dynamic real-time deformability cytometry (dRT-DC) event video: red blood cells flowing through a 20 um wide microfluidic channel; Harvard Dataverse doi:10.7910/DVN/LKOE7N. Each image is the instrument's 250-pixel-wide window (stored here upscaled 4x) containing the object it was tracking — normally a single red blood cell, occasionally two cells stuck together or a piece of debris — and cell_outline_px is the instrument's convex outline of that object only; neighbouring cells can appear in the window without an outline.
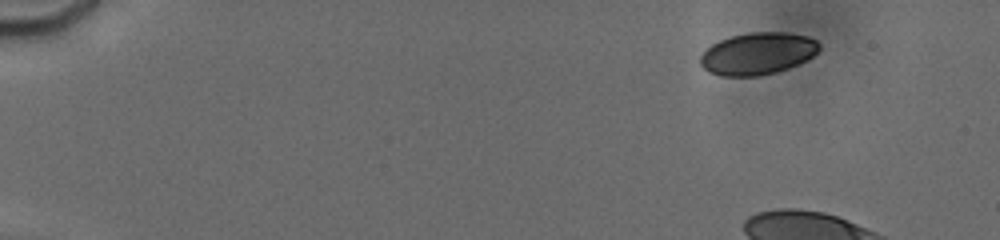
{"species": "human", "species_latin": "Homo sapiens", "temperature_condition": "cold", "stored_images_in_passage": 23, "camera_frame_rate_fps": 3000, "um_per_image_px": 0.085, "donor": {"sex": "male"}, "frame": {"image": 1, "passage_image": 1, "time_ms": 0.0, "image_size_px": [1000, 240], "cell_outline_px": [[820, 48], [808, 60], [788, 68], [776, 72], [760, 76], [720, 76], [708, 72], [700, 64], [700, 56], [712, 44], [720, 40], [732, 36], [748, 32], [784, 32], [808, 36], [816, 40], [820, 44]], "centroid_in_image_um": [64.41, 4.56], "position_along_channel_um": 20.6, "area_um2": 29.25}}